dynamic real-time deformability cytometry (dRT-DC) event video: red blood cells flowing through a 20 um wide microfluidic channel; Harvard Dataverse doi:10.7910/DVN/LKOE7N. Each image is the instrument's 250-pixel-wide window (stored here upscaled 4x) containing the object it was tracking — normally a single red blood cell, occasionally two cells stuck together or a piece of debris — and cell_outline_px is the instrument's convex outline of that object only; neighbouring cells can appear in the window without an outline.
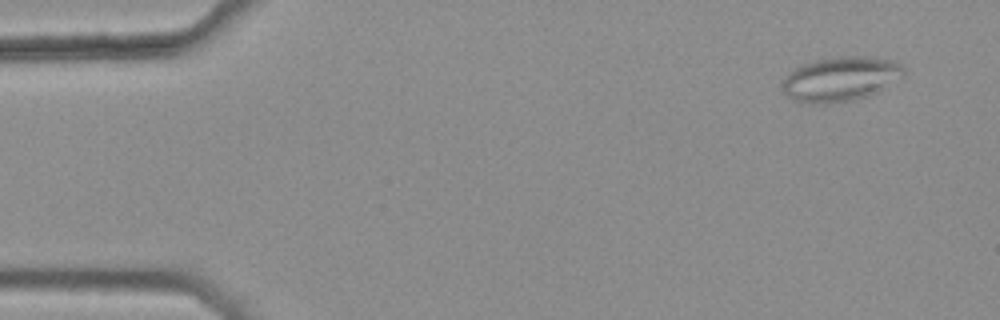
{"species": "common noctule bat (a hibernating species)", "species_latin": "Nyctalus noctula", "temperature_condition": "warm", "stored_images_in_passage": 6, "camera_frame_rate_fps": 3000, "um_per_image_px": 0.085, "animal": {"sex": "female", "body_mass_g": 25.1}, "frame": {"image": 1, "passage_image": 1, "time_ms": 0.0, "image_size_px": [1000, 320], "cell_outline_px": [[904, 76], [876, 92], [868, 96], [852, 100], [828, 104], [820, 104], [796, 100], [788, 96], [780, 88], [780, 84], [788, 72], [800, 64], [816, 60], [840, 56], [864, 56], [896, 60], [904, 68]], "centroid_in_image_um": [71.43, 6.7], "position_along_channel_um": 13.6, "area_um2": 31.67}}